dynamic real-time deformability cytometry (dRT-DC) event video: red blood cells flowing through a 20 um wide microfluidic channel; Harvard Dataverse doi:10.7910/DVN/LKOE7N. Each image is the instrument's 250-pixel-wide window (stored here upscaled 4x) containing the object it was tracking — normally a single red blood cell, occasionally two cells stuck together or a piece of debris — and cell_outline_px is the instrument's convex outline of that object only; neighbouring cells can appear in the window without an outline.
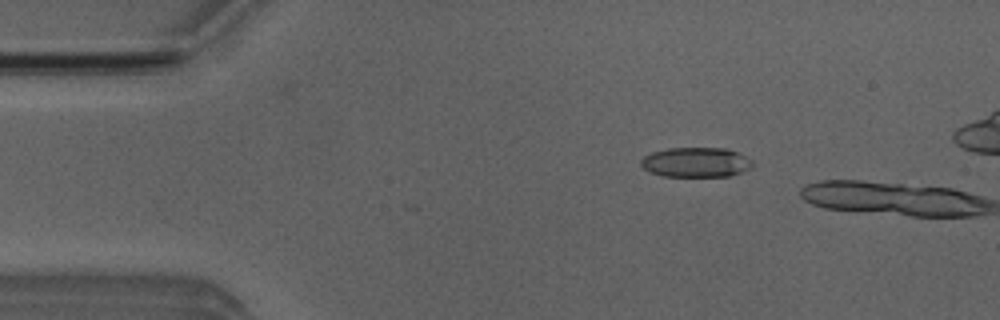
{"species": "Egyptian fruit bat (a non-hibernating species)", "species_latin": "Rousettus aegyptiacus", "temperature_condition": "room temperature", "stored_images_in_passage": 9, "camera_frame_rate_fps": 3000, "um_per_image_px": 0.085, "animal": {"sex": "male"}, "frame": {"image": 1, "passage_image": 8, "time_ms": 2.333, "image_size_px": [1000, 320], "cell_outline_px": [[756, 164], [752, 168], [728, 176], [664, 176], [648, 172], [640, 164], [640, 160], [644, 156], [652, 152], [668, 148], [724, 148], [736, 152], [752, 160]], "centroid_in_image_um": [59.15, 13.79], "position_along_channel_um": 25.9, "area_um2": 19.42}}